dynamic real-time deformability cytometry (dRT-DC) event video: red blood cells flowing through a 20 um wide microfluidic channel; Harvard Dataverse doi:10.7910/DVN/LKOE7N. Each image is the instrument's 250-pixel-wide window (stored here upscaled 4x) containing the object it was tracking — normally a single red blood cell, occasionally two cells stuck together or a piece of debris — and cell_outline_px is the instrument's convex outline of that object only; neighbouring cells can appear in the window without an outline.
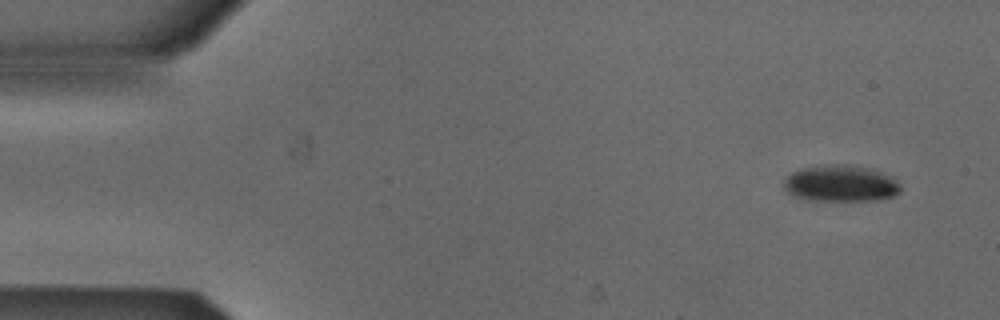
{"species": "Egyptian fruit bat (a non-hibernating species)", "species_latin": "Rousettus aegyptiacus", "temperature_condition": "cold", "stored_images_in_passage": 3, "camera_frame_rate_fps": 3000, "um_per_image_px": 0.085, "animal": {"sex": "male"}, "frame": {"image": 1, "passage_image": 1, "time_ms": 0.0, "image_size_px": [1000, 320], "cell_outline_px": [[900, 192], [892, 196], [876, 200], [816, 200], [792, 196], [784, 188], [784, 180], [792, 172], [800, 168], [816, 164], [848, 164], [868, 168], [892, 176], [900, 188]], "centroid_in_image_um": [71.42, 15.57], "position_along_channel_um": 13.6, "area_um2": 24.8}}